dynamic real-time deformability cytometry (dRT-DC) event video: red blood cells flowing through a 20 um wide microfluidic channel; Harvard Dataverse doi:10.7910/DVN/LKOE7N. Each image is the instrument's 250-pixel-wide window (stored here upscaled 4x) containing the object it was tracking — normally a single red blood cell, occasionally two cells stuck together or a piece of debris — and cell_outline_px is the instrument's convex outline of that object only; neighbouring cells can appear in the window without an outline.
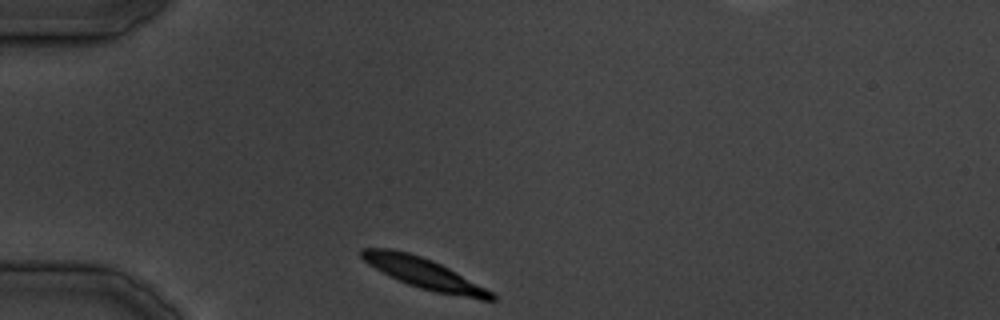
{"species": "common noctule bat (a hibernating species)", "species_latin": "Nyctalus noctula", "temperature_condition": "cold", "stored_images_in_passage": 30, "segment_of_instrument_passage": [1, 2], "camera_frame_rate_fps": 3000, "um_per_image_px": 0.085, "animal": {"sex": "male", "body_mass_g": 19.5, "forearm_length_mm": 54.6}, "frame": {"image": 1, "passage_image": 1, "time_ms": 0.0, "image_size_px": [1000, 320], "cell_outline_px": [[496, 300], [480, 300], [436, 292], [420, 288], [408, 284], [368, 264], [360, 256], [360, 248], [392, 248], [408, 252], [432, 260], [448, 268], [492, 292], [496, 296]], "centroid_in_image_um": [36.02, 23.23], "position_along_channel_um": 49.0, "area_um2": 22.66}}
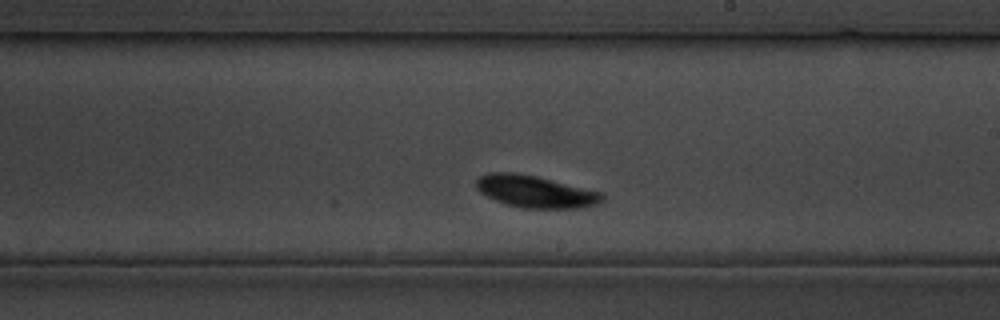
{"frame": {"image": 2, "passage_image": 14, "time_ms": 15.667, "image_size_px": [1000, 320], "cell_outline_px": [[604, 200], [596, 204], [580, 208], [524, 208], [504, 204], [480, 192], [476, 188], [476, 180], [480, 176], [488, 172], [512, 172], [536, 176], [600, 192], [604, 196]], "centroid_in_image_um": [45.47, 16.28], "position_along_channel_um": 243.5, "area_um2": 23.35}}
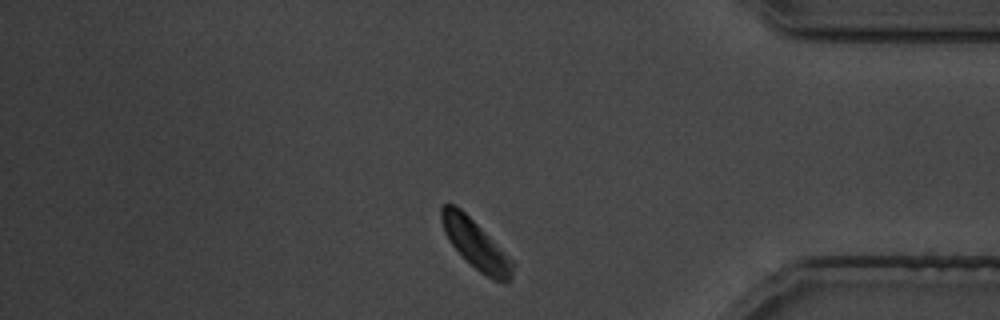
{"frame": {"image": 3, "passage_image": 24, "time_ms": 28.0, "image_size_px": [1000, 320], "cell_outline_px": [[516, 264], [512, 276], [508, 284], [504, 284], [492, 280], [480, 272], [448, 240], [444, 232], [440, 220], [440, 208], [444, 204], [452, 204], [460, 208]], "centroid_in_image_um": [40.45, 20.81], "position_along_channel_um": 394.7, "area_um2": 19.88}}